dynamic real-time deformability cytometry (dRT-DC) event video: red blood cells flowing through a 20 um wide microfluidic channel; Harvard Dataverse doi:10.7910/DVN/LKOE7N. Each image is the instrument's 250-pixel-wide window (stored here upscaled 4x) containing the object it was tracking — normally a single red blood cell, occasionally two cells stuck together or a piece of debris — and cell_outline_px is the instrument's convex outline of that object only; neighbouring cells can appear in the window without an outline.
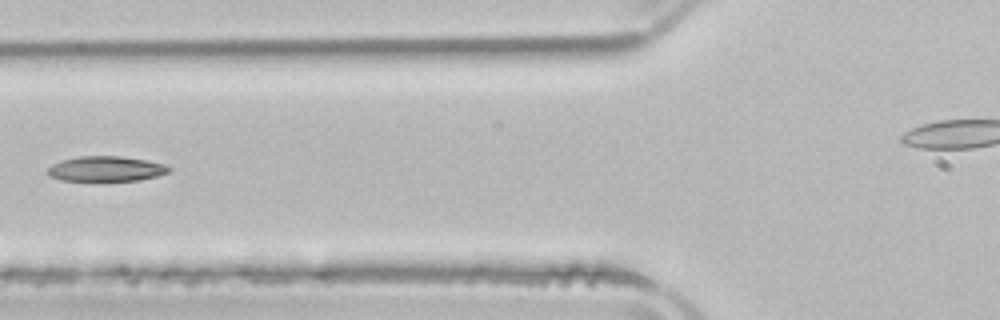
{"species": "common noctule bat (a hibernating species)", "species_latin": "Nyctalus noctula", "temperature_condition": "room temperature", "stored_images_in_passage": 4, "camera_frame_rate_fps": 3000, "um_per_image_px": 0.085, "animal": {"sex": "male", "body_mass_g": 21.5, "forearm_length_mm": 52.0}, "frame": {"image": 1, "passage_image": 3, "time_ms": 3.667, "image_size_px": [1000, 320], "cell_outline_px": [[172, 168], [168, 172], [156, 176], [140, 180], [60, 180], [48, 176], [44, 172], [52, 164], [60, 160], [80, 156], [120, 156], [148, 160], [164, 164]], "centroid_in_image_um": [8.97, 14.34], "position_along_channel_um": 116.8, "area_um2": 17.8}}
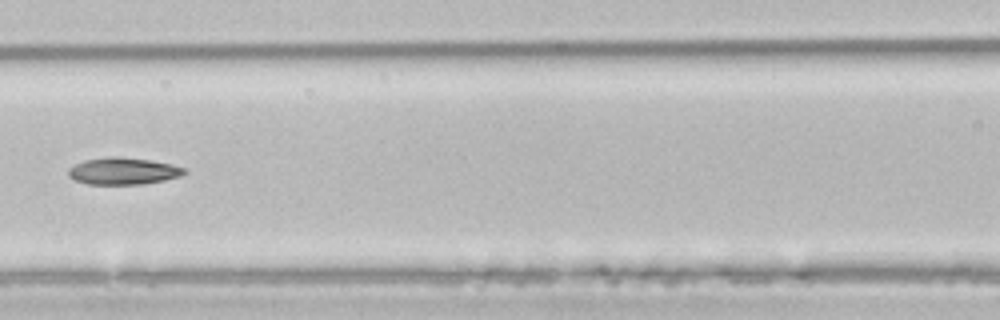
{"frame": {"image": 2, "passage_image": 4, "time_ms": 4.667, "image_size_px": [1000, 320], "cell_outline_px": [[188, 172], [180, 176], [164, 180], [140, 184], [88, 184], [76, 180], [68, 176], [68, 168], [84, 160], [108, 156], [116, 156], [148, 160], [172, 164], [188, 168]], "centroid_in_image_um": [10.49, 14.53], "position_along_channel_um": 156.1, "area_um2": 18.21}}